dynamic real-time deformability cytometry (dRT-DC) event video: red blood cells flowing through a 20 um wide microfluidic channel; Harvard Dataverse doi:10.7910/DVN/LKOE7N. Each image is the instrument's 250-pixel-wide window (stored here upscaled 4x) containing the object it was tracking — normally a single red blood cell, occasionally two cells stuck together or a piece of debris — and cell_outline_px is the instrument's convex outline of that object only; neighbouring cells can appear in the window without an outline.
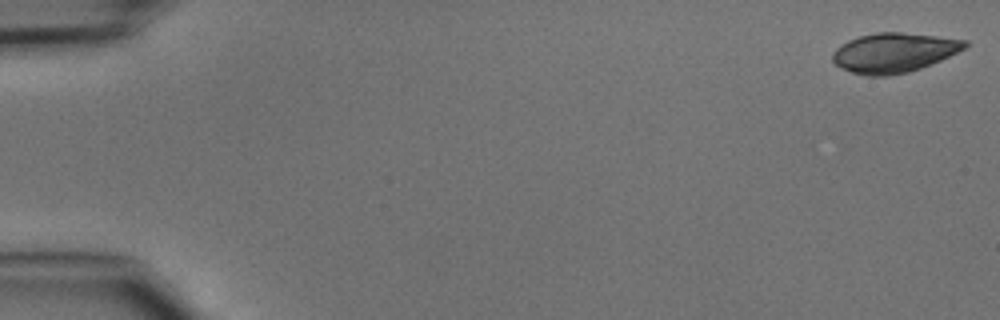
{"species": "common noctule bat (a hibernating species)", "species_latin": "Nyctalus noctula", "temperature_condition": "cold", "stored_images_in_passage": 6, "camera_frame_rate_fps": 3000, "um_per_image_px": 0.085, "animal": {"sex": "male", "body_mass_g": 15.6}, "frame": {"image": 1, "passage_image": 1, "time_ms": 0.0, "image_size_px": [1000, 320], "cell_outline_px": [[968, 44], [964, 48], [940, 60], [920, 68], [908, 72], [888, 76], [868, 76], [852, 72], [836, 64], [832, 60], [832, 52], [840, 44], [848, 40], [860, 36], [876, 32], [900, 32], [936, 36], [968, 40]], "centroid_in_image_um": [75.95, 4.47], "position_along_channel_um": 9.0, "area_um2": 30.29}}